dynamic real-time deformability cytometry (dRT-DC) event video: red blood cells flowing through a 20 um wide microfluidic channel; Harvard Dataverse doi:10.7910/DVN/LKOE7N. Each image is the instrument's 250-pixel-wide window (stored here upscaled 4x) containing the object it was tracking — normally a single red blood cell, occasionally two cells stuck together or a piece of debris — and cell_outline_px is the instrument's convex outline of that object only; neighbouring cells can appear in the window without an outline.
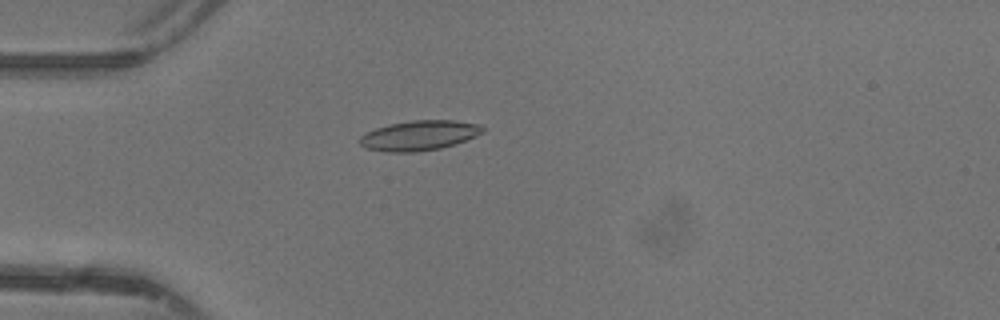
{"species": "common noctule bat (a hibernating species)", "species_latin": "Nyctalus noctula", "temperature_condition": "warm", "stored_images_in_passage": 38, "camera_frame_rate_fps": 3000, "um_per_image_px": 0.085, "animal": {"sex": "female"}, "frame": {"image": 1, "passage_image": 4, "time_ms": 1.0, "image_size_px": [1000, 320], "cell_outline_px": [[484, 132], [476, 136], [456, 144], [440, 148], [416, 152], [384, 152], [364, 148], [360, 144], [360, 136], [376, 128], [388, 124], [412, 120], [452, 120], [480, 124], [484, 128]], "centroid_in_image_um": [35.64, 11.52], "position_along_channel_um": 49.4, "area_um2": 21.56}}
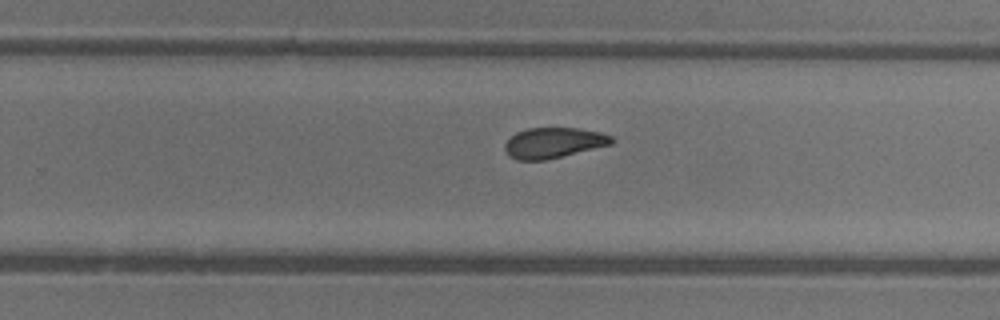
{"frame": {"image": 2, "passage_image": 21, "time_ms": 6.667, "image_size_px": [1000, 320], "cell_outline_px": [[616, 140], [612, 144], [544, 160], [516, 160], [508, 156], [504, 148], [504, 144], [516, 132], [528, 128], [580, 128], [600, 132], [612, 136]], "centroid_in_image_um": [47.05, 12.13], "position_along_channel_um": 282.8, "area_um2": 18.96}}
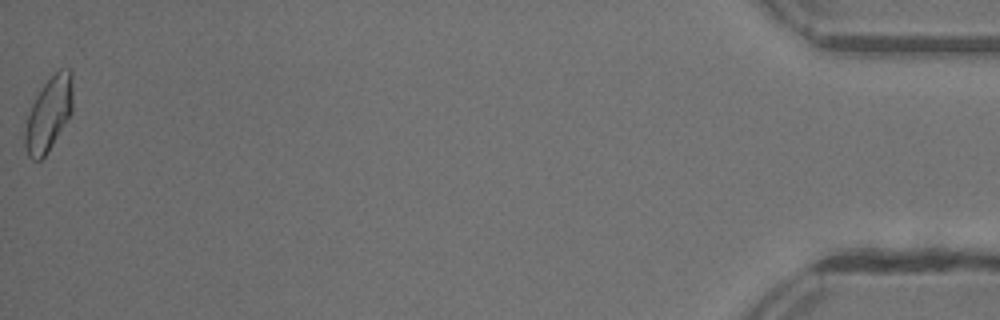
{"frame": {"image": 3, "passage_image": 38, "time_ms": 12.333, "image_size_px": [1000, 320], "cell_outline_px": [[72, 112], [52, 144], [44, 156], [40, 160], [32, 160], [28, 156], [24, 144], [24, 132], [28, 116], [32, 104], [36, 96], [44, 84], [60, 68], [72, 68]], "centroid_in_image_um": [4.14, 9.67], "position_along_channel_um": 431.1, "area_um2": 20.35}, "authors_computed_cell_mechanics": {"area_um2": 19.7676, "velocity_mm_per_s": 4.3923, "shape_relaxation_time_tau1_ms": 6.4236, "shape_relaxation_time_tau2_ms": 2.7251, "deformation_change_tau1": 0.1979, "deformation_change_tau2": 0.0802}}